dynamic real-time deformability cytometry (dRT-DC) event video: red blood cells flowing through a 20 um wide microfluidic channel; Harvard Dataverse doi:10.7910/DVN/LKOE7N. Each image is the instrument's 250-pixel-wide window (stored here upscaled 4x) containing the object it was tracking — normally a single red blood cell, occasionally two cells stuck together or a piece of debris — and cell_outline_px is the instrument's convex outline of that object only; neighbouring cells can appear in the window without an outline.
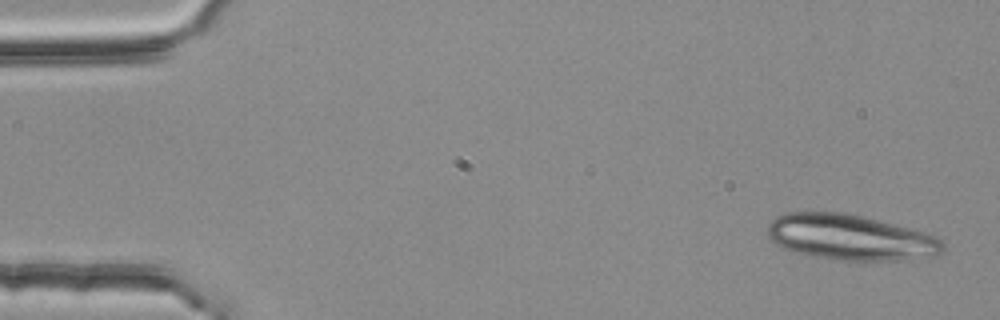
{"species": "common noctule bat (a hibernating species)", "species_latin": "Nyctalus noctula", "temperature_condition": "room temperature", "stored_images_in_passage": 3, "camera_frame_rate_fps": 3000, "um_per_image_px": 0.085, "animal": {"sex": "female", "body_mass_g": 25.1}, "frame": {"image": 1, "passage_image": 1, "time_ms": 0.0, "image_size_px": [1000, 320], "cell_outline_px": [[944, 248], [936, 256], [904, 260], [844, 260], [804, 256], [792, 252], [776, 244], [768, 236], [768, 224], [776, 216], [784, 212], [844, 212], [864, 216], [940, 236], [944, 244]], "centroid_in_image_um": [72.28, 20.17], "position_along_channel_um": 12.7, "area_um2": 47.11}}